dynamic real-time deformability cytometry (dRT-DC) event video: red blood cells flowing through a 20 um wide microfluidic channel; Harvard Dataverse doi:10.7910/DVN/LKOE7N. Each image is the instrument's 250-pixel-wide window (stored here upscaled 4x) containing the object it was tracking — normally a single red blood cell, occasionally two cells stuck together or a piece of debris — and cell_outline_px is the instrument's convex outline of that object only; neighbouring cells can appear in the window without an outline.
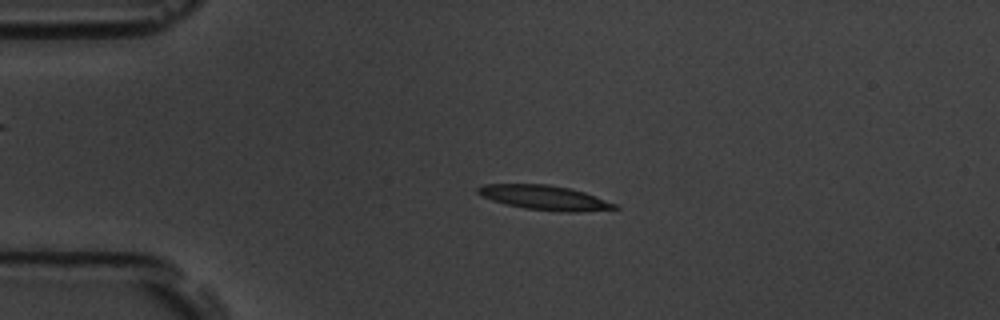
{"species": "common noctule bat (a hibernating species)", "species_latin": "Nyctalus noctula", "temperature_condition": "room temperature", "stored_images_in_passage": 4, "camera_frame_rate_fps": 3000, "um_per_image_px": 0.085, "animal": {"sex": "male", "body_mass_g": 19.5, "forearm_length_mm": 54.6}, "frame": {"image": 1, "passage_image": 3, "time_ms": 2.333, "image_size_px": [1000, 320], "cell_outline_px": [[620, 208], [576, 212], [560, 212], [524, 208], [504, 204], [492, 200], [476, 192], [476, 188], [484, 184], [548, 184], [572, 188], [584, 192], [616, 204]], "centroid_in_image_um": [46.27, 16.8], "position_along_channel_um": 38.7, "area_um2": 19.54}}